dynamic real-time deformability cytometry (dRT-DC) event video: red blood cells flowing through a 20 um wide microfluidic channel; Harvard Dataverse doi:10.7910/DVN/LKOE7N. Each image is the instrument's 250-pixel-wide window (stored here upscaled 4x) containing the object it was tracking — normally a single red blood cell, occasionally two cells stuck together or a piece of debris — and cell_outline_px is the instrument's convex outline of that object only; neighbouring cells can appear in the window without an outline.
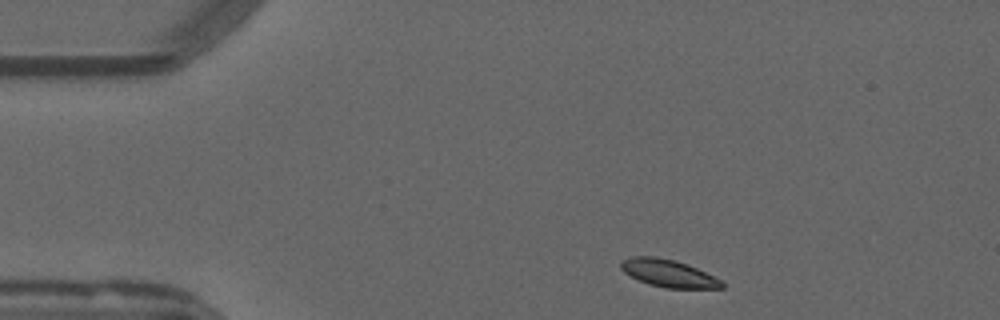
{"species": "common noctule bat (a hibernating species)", "species_latin": "Nyctalus noctula", "temperature_condition": "warm", "stored_images_in_passage": 46, "camera_frame_rate_fps": 3000, "um_per_image_px": 0.085, "animal": {"sex": "male", "forearm_length_mm": 52.5}, "frame": {"image": 1, "passage_image": 1, "time_ms": 0.0, "image_size_px": [1000, 320], "cell_outline_px": [[724, 288], [664, 288], [648, 284], [624, 272], [620, 268], [620, 264], [624, 260], [632, 256], [656, 256], [676, 260], [688, 264], [720, 280], [724, 284]], "centroid_in_image_um": [56.8, 23.22], "position_along_channel_um": 28.2, "area_um2": 16.01}}
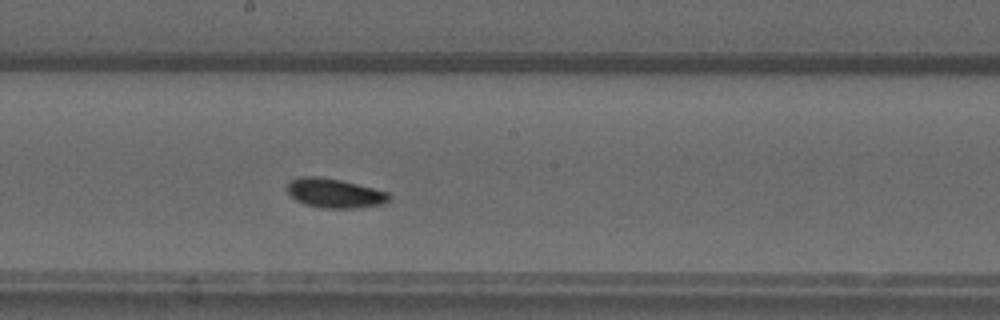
{"frame": {"image": 2, "passage_image": 21, "time_ms": 6.667, "image_size_px": [1000, 320], "cell_outline_px": [[392, 200], [384, 204], [356, 208], [320, 208], [304, 204], [296, 200], [288, 192], [288, 184], [292, 180], [300, 176], [316, 176], [340, 180], [388, 192], [392, 196]], "centroid_in_image_um": [28.48, 16.44], "position_along_channel_um": 219.7, "area_um2": 17.4}}
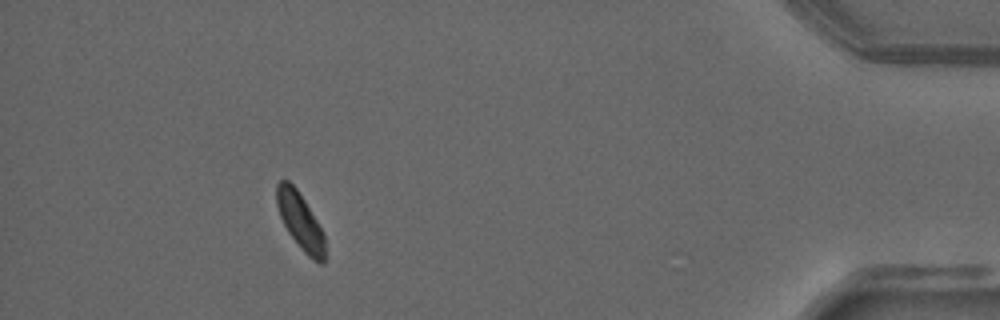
{"frame": {"image": 3, "passage_image": 41, "time_ms": 13.333, "image_size_px": [1000, 320], "cell_outline_px": [[324, 264], [320, 264], [312, 260], [304, 252], [288, 232], [280, 216], [276, 204], [276, 184], [280, 180], [288, 180], [296, 188], [304, 200], [316, 220], [324, 236]], "centroid_in_image_um": [25.49, 18.79], "position_along_channel_um": 409.7, "area_um2": 15.66}, "authors_computed_cell_mechanics": {"area_um2": 16.4441, "velocity_mm_per_s": 3.7699, "shape_relaxation_time_tau1_ms": 11.2811, "shape_relaxation_time_tau2_ms": null, "deformation_change_tau1": 0.2014, "deformation_change_tau2": null}}